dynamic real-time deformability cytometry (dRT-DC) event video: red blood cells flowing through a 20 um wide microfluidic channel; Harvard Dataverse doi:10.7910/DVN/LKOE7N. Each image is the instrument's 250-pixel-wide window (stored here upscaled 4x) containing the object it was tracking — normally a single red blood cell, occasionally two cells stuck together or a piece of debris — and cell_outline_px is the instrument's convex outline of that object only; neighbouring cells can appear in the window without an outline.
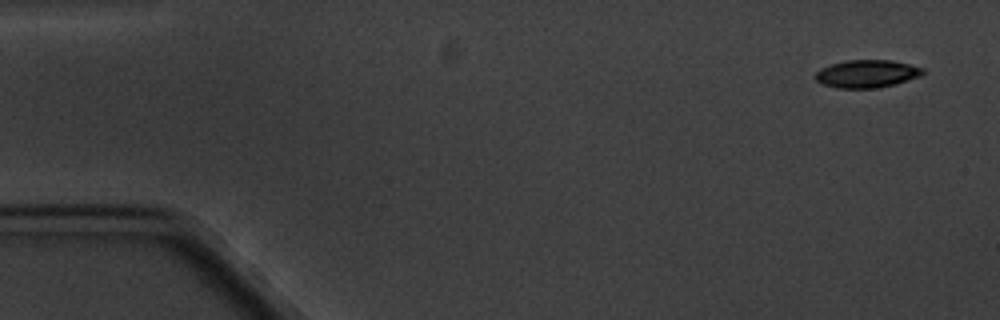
{"species": "common noctule bat (a hibernating species)", "species_latin": "Nyctalus noctula", "temperature_condition": "cold", "stored_images_in_passage": 5, "camera_frame_rate_fps": 3000, "um_per_image_px": 0.085, "animal": {"sex": "male", "body_mass_g": 20.1, "forearm_length_mm": 53.5}, "frame": {"image": 1, "passage_image": 1, "time_ms": 0.0, "image_size_px": [1000, 320], "cell_outline_px": [[924, 72], [920, 76], [896, 84], [880, 88], [836, 88], [820, 84], [812, 76], [820, 68], [832, 64], [848, 60], [892, 60], [924, 68]], "centroid_in_image_um": [73.65, 6.28], "position_along_channel_um": 11.4, "area_um2": 17.57}}
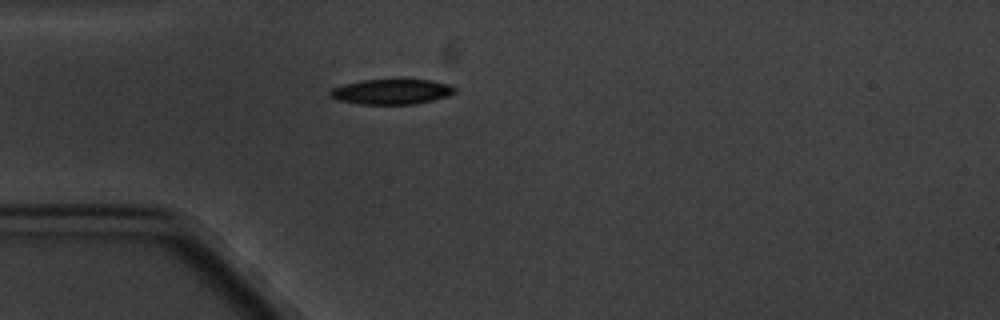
{"frame": {"image": 2, "passage_image": 5, "time_ms": 4.333, "image_size_px": [1000, 320], "cell_outline_px": [[456, 92], [448, 96], [432, 100], [412, 104], [360, 104], [336, 100], [328, 96], [328, 92], [332, 88], [344, 84], [360, 80], [396, 76], [428, 80], [448, 84], [456, 88]], "centroid_in_image_um": [33.24, 7.74], "position_along_channel_um": 51.8, "area_um2": 19.25}}